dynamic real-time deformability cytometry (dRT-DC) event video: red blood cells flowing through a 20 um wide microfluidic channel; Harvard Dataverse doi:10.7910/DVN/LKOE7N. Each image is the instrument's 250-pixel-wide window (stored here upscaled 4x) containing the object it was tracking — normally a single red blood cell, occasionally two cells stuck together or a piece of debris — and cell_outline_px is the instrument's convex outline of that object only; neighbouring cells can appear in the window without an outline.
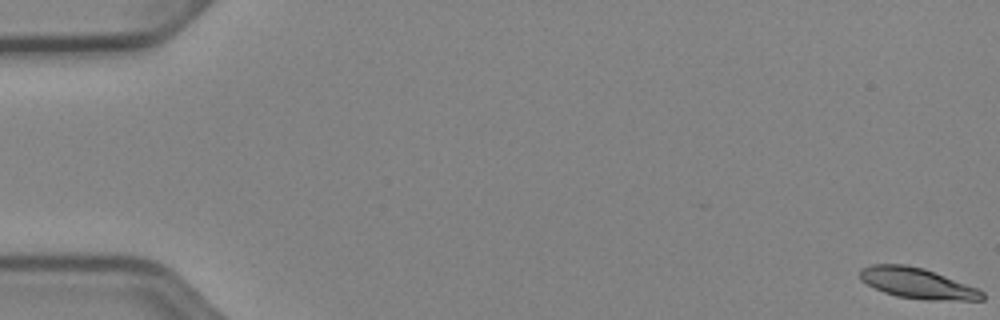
{"species": "Egyptian fruit bat (a non-hibernating species)", "species_latin": "Rousettus aegyptiacus", "temperature_condition": "cold", "stored_images_in_passage": 53, "camera_frame_rate_fps": 3000, "um_per_image_px": 0.085, "animal": {"sex": "female"}, "frame": {"image": 1, "passage_image": 1, "time_ms": 0.0, "image_size_px": [1000, 320], "cell_outline_px": [[984, 300], [924, 300], [896, 296], [884, 292], [860, 280], [860, 268], [872, 264], [904, 264], [924, 268], [980, 288], [984, 292]], "centroid_in_image_um": [78.01, 24.07], "position_along_channel_um": 7.0, "area_um2": 22.02}}
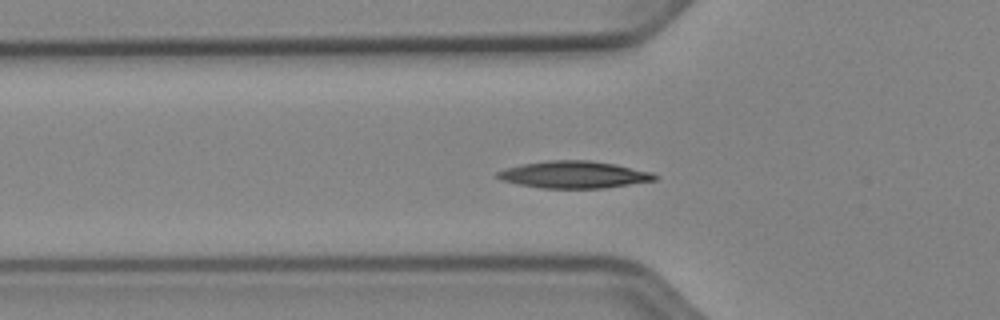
{"frame": {"image": 2, "passage_image": 19, "time_ms": 6.0, "image_size_px": [1000, 320], "cell_outline_px": [[660, 176], [656, 180], [604, 188], [540, 188], [520, 184], [504, 180], [496, 176], [496, 172], [504, 168], [520, 164], [548, 160], [592, 160], [616, 164], [652, 172]], "centroid_in_image_um": [48.81, 14.83], "position_along_channel_um": 77.0, "area_um2": 24.91}}
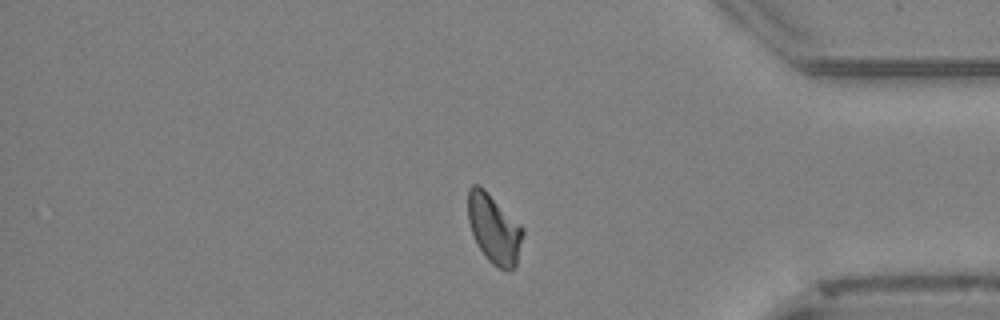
{"frame": {"image": 3, "passage_image": 45, "time_ms": 14.667, "image_size_px": [1000, 320], "cell_outline_px": [[524, 232], [516, 268], [508, 272], [504, 272], [492, 264], [484, 256], [472, 236], [468, 220], [468, 188], [472, 184], [480, 184], [524, 228]], "centroid_in_image_um": [41.99, 19.48], "position_along_channel_um": 393.2, "area_um2": 22.6}}